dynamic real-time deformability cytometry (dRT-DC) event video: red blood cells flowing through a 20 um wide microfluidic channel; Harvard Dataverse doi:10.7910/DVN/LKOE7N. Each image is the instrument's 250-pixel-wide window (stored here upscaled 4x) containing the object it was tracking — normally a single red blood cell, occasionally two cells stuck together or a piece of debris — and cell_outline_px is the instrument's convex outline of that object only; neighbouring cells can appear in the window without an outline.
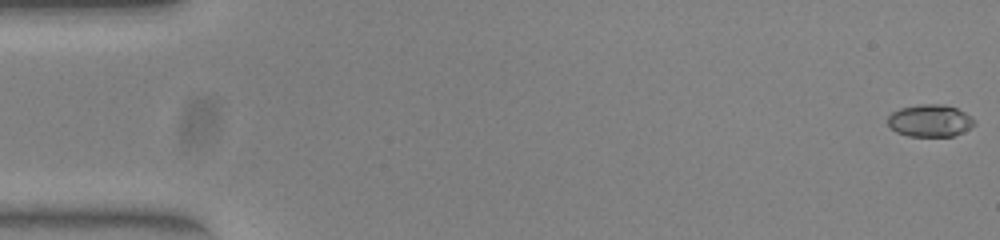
{"species": "common noctule bat (a hibernating species)", "species_latin": "Nyctalus noctula", "temperature_condition": "warm", "stored_images_in_passage": 53, "camera_frame_rate_fps": 3000, "um_per_image_px": 0.085, "animal": {"sex": "female", "body_mass_g": 23.0, "forearm_length_mm": 53.4}, "frame": {"image": 1, "passage_image": 1, "time_ms": 0.0, "image_size_px": [1000, 240], "cell_outline_px": [[976, 124], [964, 132], [952, 136], [908, 136], [896, 132], [888, 124], [888, 116], [892, 112], [900, 108], [920, 104], [944, 104], [956, 108], [964, 112]], "centroid_in_image_um": [79.03, 10.26], "position_along_channel_um": 6.0, "area_um2": 16.18}}
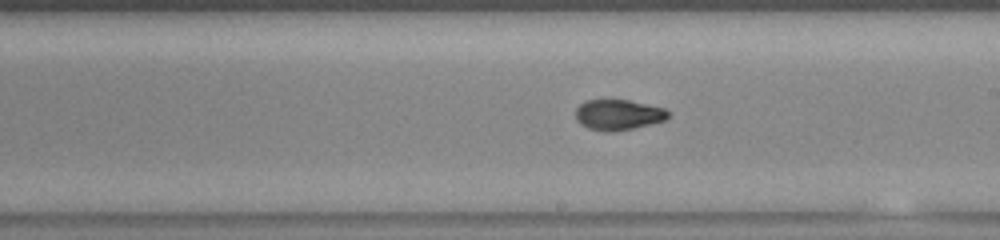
{"frame": {"image": 2, "passage_image": 30, "time_ms": 9.667, "image_size_px": [1000, 240], "cell_outline_px": [[668, 116], [664, 120], [632, 128], [608, 132], [588, 128], [580, 124], [576, 120], [576, 108], [584, 100], [628, 100], [664, 108], [668, 112]], "centroid_in_image_um": [52.49, 9.74], "position_along_channel_um": 236.5, "area_um2": 16.18}}
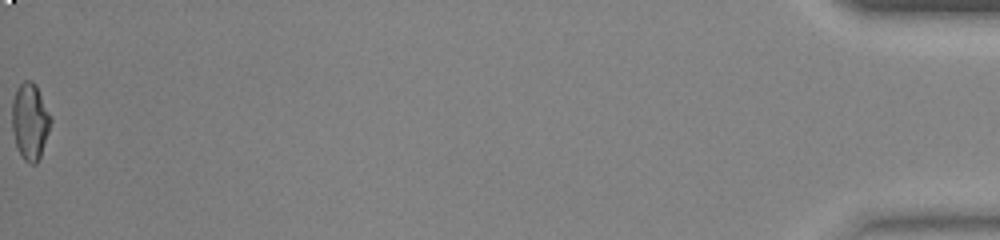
{"frame": {"image": 3, "passage_image": 53, "time_ms": 17.333, "image_size_px": [1000, 240], "cell_outline_px": [[52, 120], [40, 156], [36, 164], [28, 164], [24, 160], [16, 144], [12, 128], [12, 100], [16, 88], [24, 80], [32, 80], [36, 84]], "centroid_in_image_um": [2.54, 10.29], "position_along_channel_um": 432.7, "area_um2": 17.11}, "authors_computed_cell_mechanics": {"area_um2": 16.473, "velocity_mm_per_s": 3.9507, "shape_relaxation_time_tau1_ms": 7.302, "shape_relaxation_time_tau2_ms": 1.6912, "deformation_change_tau1": 0.2276, "deformation_change_tau2": 0.0677}}